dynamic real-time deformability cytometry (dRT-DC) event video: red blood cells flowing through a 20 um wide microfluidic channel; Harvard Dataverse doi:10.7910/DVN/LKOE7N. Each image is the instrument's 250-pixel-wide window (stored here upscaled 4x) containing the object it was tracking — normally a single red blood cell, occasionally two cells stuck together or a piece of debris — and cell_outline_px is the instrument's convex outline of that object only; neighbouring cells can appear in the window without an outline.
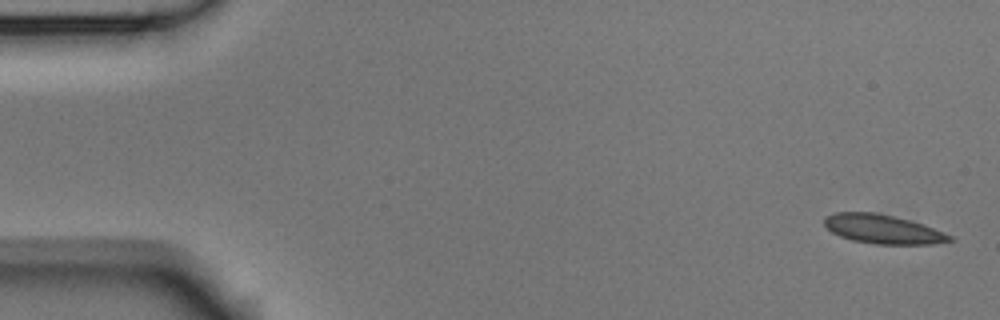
{"species": "Egyptian fruit bat (a non-hibernating species)", "species_latin": "Rousettus aegyptiacus", "temperature_condition": "room temperature", "stored_images_in_passage": 5, "segment_of_instrument_passage": [2, 2], "camera_frame_rate_fps": 3000, "um_per_image_px": 0.085, "animal": {"sex": "male"}, "frame": {"image": 1, "passage_image": 5, "time_ms": 1.333, "image_size_px": [1000, 320], "cell_outline_px": [[956, 240], [932, 244], [876, 244], [852, 240], [840, 236], [832, 232], [824, 224], [824, 216], [836, 212], [872, 212], [892, 216], [924, 224], [944, 232], [952, 236]], "centroid_in_image_um": [75.05, 19.48], "position_along_channel_um": 9.9, "area_um2": 21.15}}